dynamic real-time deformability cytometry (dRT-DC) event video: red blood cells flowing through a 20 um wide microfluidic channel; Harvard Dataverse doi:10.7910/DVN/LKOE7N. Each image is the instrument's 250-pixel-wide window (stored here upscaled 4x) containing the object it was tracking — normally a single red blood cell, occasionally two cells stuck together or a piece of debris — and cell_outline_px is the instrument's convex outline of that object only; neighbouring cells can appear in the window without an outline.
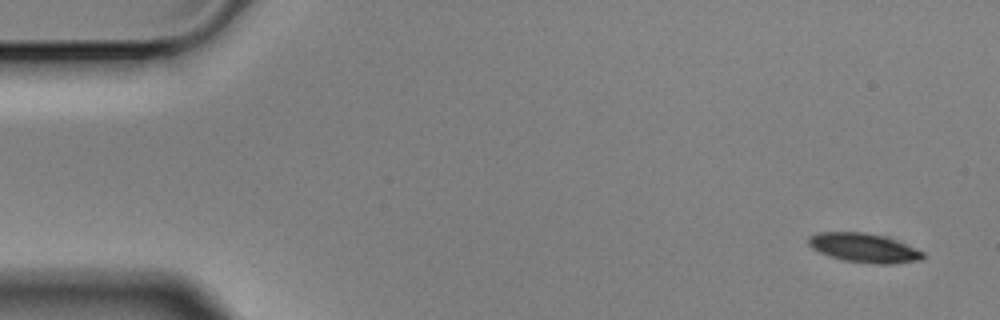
{"species": "Egyptian fruit bat (a non-hibernating species)", "species_latin": "Rousettus aegyptiacus", "temperature_condition": "cold", "stored_images_in_passage": 10, "camera_frame_rate_fps": 3000, "um_per_image_px": 0.085, "animal": {"sex": "male"}, "frame": {"image": 1, "passage_image": 1, "time_ms": 0.0, "image_size_px": [1000, 320], "cell_outline_px": [[924, 260], [888, 264], [876, 264], [844, 260], [820, 252], [812, 248], [808, 244], [808, 236], [816, 232], [864, 232], [884, 236], [916, 248], [924, 252]], "centroid_in_image_um": [73.44, 21.06], "position_along_channel_um": 11.6, "area_um2": 19.36}}
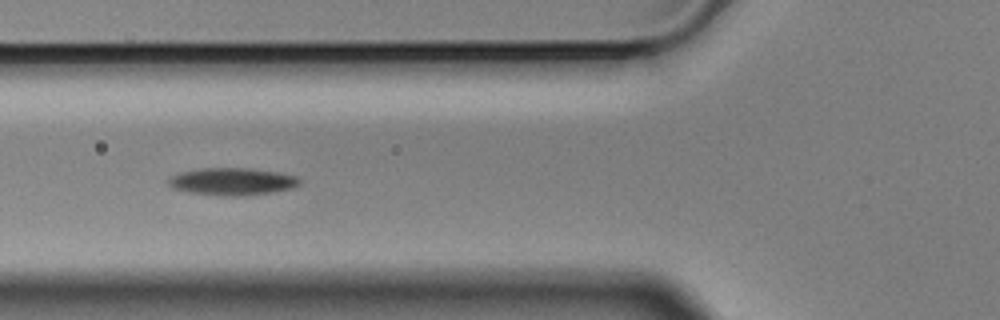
{"frame": {"image": 2, "passage_image": 6, "time_ms": 1.667, "image_size_px": [1000, 320], "cell_outline_px": [[300, 184], [292, 188], [268, 192], [240, 196], [228, 196], [188, 192], [172, 188], [168, 184], [168, 180], [172, 176], [180, 172], [200, 168], [252, 168], [280, 172], [296, 176], [300, 180]], "centroid_in_image_um": [19.73, 15.41], "position_along_channel_um": 106.1, "area_um2": 20.81}}
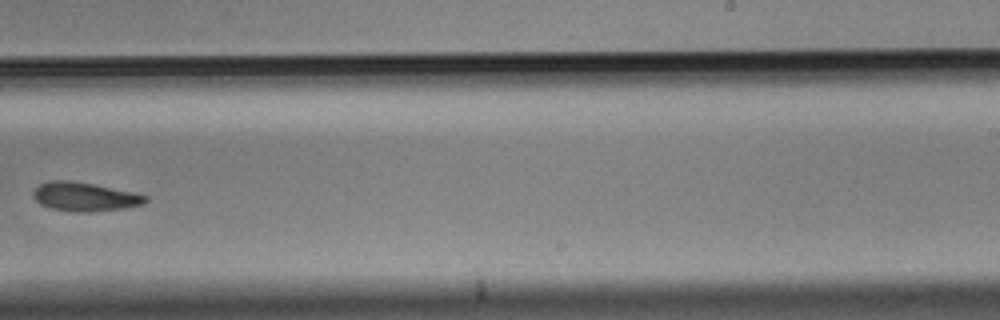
{"frame": {"image": 3, "passage_image": 10, "time_ms": 3.0, "image_size_px": [1000, 320], "cell_outline_px": [[148, 200], [144, 204], [124, 208], [92, 212], [76, 212], [52, 208], [40, 204], [32, 196], [32, 192], [40, 184], [52, 180], [60, 180], [92, 184], [132, 192], [148, 196]], "centroid_in_image_um": [7.2, 16.74], "position_along_channel_um": 281.8, "area_um2": 18.61}}